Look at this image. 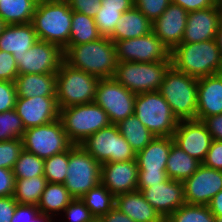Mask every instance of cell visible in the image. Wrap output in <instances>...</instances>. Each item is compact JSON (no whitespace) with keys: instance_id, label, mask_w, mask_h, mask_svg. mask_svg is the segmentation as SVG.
Instances as JSON below:
<instances>
[{"instance_id":"3957f363","label":"cell","mask_w":222,"mask_h":222,"mask_svg":"<svg viewBox=\"0 0 222 222\" xmlns=\"http://www.w3.org/2000/svg\"><path fill=\"white\" fill-rule=\"evenodd\" d=\"M72 15L67 0L38 1L32 19L38 39L64 49L69 43Z\"/></svg>"},{"instance_id":"83f0119b","label":"cell","mask_w":222,"mask_h":222,"mask_svg":"<svg viewBox=\"0 0 222 222\" xmlns=\"http://www.w3.org/2000/svg\"><path fill=\"white\" fill-rule=\"evenodd\" d=\"M73 199L63 183L47 182L37 207L40 212L57 220Z\"/></svg>"},{"instance_id":"e575fe53","label":"cell","mask_w":222,"mask_h":222,"mask_svg":"<svg viewBox=\"0 0 222 222\" xmlns=\"http://www.w3.org/2000/svg\"><path fill=\"white\" fill-rule=\"evenodd\" d=\"M165 222H215V216L207 205L185 203L170 214Z\"/></svg>"},{"instance_id":"6f0895ef","label":"cell","mask_w":222,"mask_h":222,"mask_svg":"<svg viewBox=\"0 0 222 222\" xmlns=\"http://www.w3.org/2000/svg\"><path fill=\"white\" fill-rule=\"evenodd\" d=\"M219 52H220V61H221V67H222V19L219 23L218 31L216 32V38H215Z\"/></svg>"},{"instance_id":"f5cc1de1","label":"cell","mask_w":222,"mask_h":222,"mask_svg":"<svg viewBox=\"0 0 222 222\" xmlns=\"http://www.w3.org/2000/svg\"><path fill=\"white\" fill-rule=\"evenodd\" d=\"M171 3L179 5L188 13L213 7V0H171Z\"/></svg>"},{"instance_id":"ba28073f","label":"cell","mask_w":222,"mask_h":222,"mask_svg":"<svg viewBox=\"0 0 222 222\" xmlns=\"http://www.w3.org/2000/svg\"><path fill=\"white\" fill-rule=\"evenodd\" d=\"M171 61L118 62L113 78L135 94L158 91Z\"/></svg>"},{"instance_id":"6da1fadb","label":"cell","mask_w":222,"mask_h":222,"mask_svg":"<svg viewBox=\"0 0 222 222\" xmlns=\"http://www.w3.org/2000/svg\"><path fill=\"white\" fill-rule=\"evenodd\" d=\"M64 61L98 79L113 78L118 63L116 46L110 38L101 37L89 43L70 46L64 52Z\"/></svg>"},{"instance_id":"8d00e7d4","label":"cell","mask_w":222,"mask_h":222,"mask_svg":"<svg viewBox=\"0 0 222 222\" xmlns=\"http://www.w3.org/2000/svg\"><path fill=\"white\" fill-rule=\"evenodd\" d=\"M25 130L15 109L0 113V142L21 139Z\"/></svg>"},{"instance_id":"277c9868","label":"cell","mask_w":222,"mask_h":222,"mask_svg":"<svg viewBox=\"0 0 222 222\" xmlns=\"http://www.w3.org/2000/svg\"><path fill=\"white\" fill-rule=\"evenodd\" d=\"M198 79L171 66L159 88L160 94L171 107L176 118L196 120Z\"/></svg>"},{"instance_id":"484cf974","label":"cell","mask_w":222,"mask_h":222,"mask_svg":"<svg viewBox=\"0 0 222 222\" xmlns=\"http://www.w3.org/2000/svg\"><path fill=\"white\" fill-rule=\"evenodd\" d=\"M152 31V23L136 7L122 13L114 32L109 37L113 42L134 39L149 34Z\"/></svg>"},{"instance_id":"b9f144b4","label":"cell","mask_w":222,"mask_h":222,"mask_svg":"<svg viewBox=\"0 0 222 222\" xmlns=\"http://www.w3.org/2000/svg\"><path fill=\"white\" fill-rule=\"evenodd\" d=\"M11 222H55V220L40 212L36 205L17 204Z\"/></svg>"},{"instance_id":"44dd1931","label":"cell","mask_w":222,"mask_h":222,"mask_svg":"<svg viewBox=\"0 0 222 222\" xmlns=\"http://www.w3.org/2000/svg\"><path fill=\"white\" fill-rule=\"evenodd\" d=\"M221 19L222 13L215 6L189 12L182 43L215 39Z\"/></svg>"},{"instance_id":"5b68a950","label":"cell","mask_w":222,"mask_h":222,"mask_svg":"<svg viewBox=\"0 0 222 222\" xmlns=\"http://www.w3.org/2000/svg\"><path fill=\"white\" fill-rule=\"evenodd\" d=\"M98 82L97 77L63 61L56 73V99L59 109L93 103Z\"/></svg>"},{"instance_id":"ac0fdd59","label":"cell","mask_w":222,"mask_h":222,"mask_svg":"<svg viewBox=\"0 0 222 222\" xmlns=\"http://www.w3.org/2000/svg\"><path fill=\"white\" fill-rule=\"evenodd\" d=\"M137 190L164 219L186 203L182 181L167 178L162 183Z\"/></svg>"},{"instance_id":"6125c7cd","label":"cell","mask_w":222,"mask_h":222,"mask_svg":"<svg viewBox=\"0 0 222 222\" xmlns=\"http://www.w3.org/2000/svg\"><path fill=\"white\" fill-rule=\"evenodd\" d=\"M215 222H222V216L215 217Z\"/></svg>"},{"instance_id":"9f6ffc18","label":"cell","mask_w":222,"mask_h":222,"mask_svg":"<svg viewBox=\"0 0 222 222\" xmlns=\"http://www.w3.org/2000/svg\"><path fill=\"white\" fill-rule=\"evenodd\" d=\"M207 206L215 217L222 216V190L211 199Z\"/></svg>"},{"instance_id":"d6986e66","label":"cell","mask_w":222,"mask_h":222,"mask_svg":"<svg viewBox=\"0 0 222 222\" xmlns=\"http://www.w3.org/2000/svg\"><path fill=\"white\" fill-rule=\"evenodd\" d=\"M139 168L136 160L101 165V183L116 197L137 190Z\"/></svg>"},{"instance_id":"7402d4cb","label":"cell","mask_w":222,"mask_h":222,"mask_svg":"<svg viewBox=\"0 0 222 222\" xmlns=\"http://www.w3.org/2000/svg\"><path fill=\"white\" fill-rule=\"evenodd\" d=\"M222 114V73L198 79L196 120Z\"/></svg>"},{"instance_id":"c3c4849f","label":"cell","mask_w":222,"mask_h":222,"mask_svg":"<svg viewBox=\"0 0 222 222\" xmlns=\"http://www.w3.org/2000/svg\"><path fill=\"white\" fill-rule=\"evenodd\" d=\"M166 171L148 172L139 171L137 189H145L150 185L164 182L167 179Z\"/></svg>"},{"instance_id":"52a82bcc","label":"cell","mask_w":222,"mask_h":222,"mask_svg":"<svg viewBox=\"0 0 222 222\" xmlns=\"http://www.w3.org/2000/svg\"><path fill=\"white\" fill-rule=\"evenodd\" d=\"M134 115L155 137H172L179 123L159 91L137 94Z\"/></svg>"},{"instance_id":"7c38bea8","label":"cell","mask_w":222,"mask_h":222,"mask_svg":"<svg viewBox=\"0 0 222 222\" xmlns=\"http://www.w3.org/2000/svg\"><path fill=\"white\" fill-rule=\"evenodd\" d=\"M136 95L114 78L99 79L94 103L107 112L111 124H117L134 115Z\"/></svg>"},{"instance_id":"d4e9b609","label":"cell","mask_w":222,"mask_h":222,"mask_svg":"<svg viewBox=\"0 0 222 222\" xmlns=\"http://www.w3.org/2000/svg\"><path fill=\"white\" fill-rule=\"evenodd\" d=\"M173 137H155L143 150L136 153L139 171H166Z\"/></svg>"},{"instance_id":"9a60e30c","label":"cell","mask_w":222,"mask_h":222,"mask_svg":"<svg viewBox=\"0 0 222 222\" xmlns=\"http://www.w3.org/2000/svg\"><path fill=\"white\" fill-rule=\"evenodd\" d=\"M174 143L201 163L206 158L212 136L199 120H181L173 134Z\"/></svg>"},{"instance_id":"7bdbcfd3","label":"cell","mask_w":222,"mask_h":222,"mask_svg":"<svg viewBox=\"0 0 222 222\" xmlns=\"http://www.w3.org/2000/svg\"><path fill=\"white\" fill-rule=\"evenodd\" d=\"M170 3L171 0H134V7L153 23L164 13Z\"/></svg>"},{"instance_id":"5bb4252c","label":"cell","mask_w":222,"mask_h":222,"mask_svg":"<svg viewBox=\"0 0 222 222\" xmlns=\"http://www.w3.org/2000/svg\"><path fill=\"white\" fill-rule=\"evenodd\" d=\"M14 59L18 75L56 74L64 61V51L57 44L38 40L24 55Z\"/></svg>"},{"instance_id":"74e56055","label":"cell","mask_w":222,"mask_h":222,"mask_svg":"<svg viewBox=\"0 0 222 222\" xmlns=\"http://www.w3.org/2000/svg\"><path fill=\"white\" fill-rule=\"evenodd\" d=\"M68 169V150L44 159V177L50 183H64Z\"/></svg>"},{"instance_id":"4dcf8cb0","label":"cell","mask_w":222,"mask_h":222,"mask_svg":"<svg viewBox=\"0 0 222 222\" xmlns=\"http://www.w3.org/2000/svg\"><path fill=\"white\" fill-rule=\"evenodd\" d=\"M116 126L136 153L143 150L155 138V135L135 115L121 120Z\"/></svg>"},{"instance_id":"7a4b0ae2","label":"cell","mask_w":222,"mask_h":222,"mask_svg":"<svg viewBox=\"0 0 222 222\" xmlns=\"http://www.w3.org/2000/svg\"><path fill=\"white\" fill-rule=\"evenodd\" d=\"M172 66L196 79L222 73L220 52L215 39L180 43L171 51Z\"/></svg>"},{"instance_id":"60d3db41","label":"cell","mask_w":222,"mask_h":222,"mask_svg":"<svg viewBox=\"0 0 222 222\" xmlns=\"http://www.w3.org/2000/svg\"><path fill=\"white\" fill-rule=\"evenodd\" d=\"M22 150V139L0 142V168L13 170L15 162L18 160Z\"/></svg>"},{"instance_id":"ee69618b","label":"cell","mask_w":222,"mask_h":222,"mask_svg":"<svg viewBox=\"0 0 222 222\" xmlns=\"http://www.w3.org/2000/svg\"><path fill=\"white\" fill-rule=\"evenodd\" d=\"M16 99L15 82L0 80V113L15 109Z\"/></svg>"},{"instance_id":"1f68e13d","label":"cell","mask_w":222,"mask_h":222,"mask_svg":"<svg viewBox=\"0 0 222 222\" xmlns=\"http://www.w3.org/2000/svg\"><path fill=\"white\" fill-rule=\"evenodd\" d=\"M101 37L94 18L73 11L69 43L63 51L65 52L70 46L89 43Z\"/></svg>"},{"instance_id":"94428289","label":"cell","mask_w":222,"mask_h":222,"mask_svg":"<svg viewBox=\"0 0 222 222\" xmlns=\"http://www.w3.org/2000/svg\"><path fill=\"white\" fill-rule=\"evenodd\" d=\"M90 222H105L102 217H94Z\"/></svg>"},{"instance_id":"db71d44e","label":"cell","mask_w":222,"mask_h":222,"mask_svg":"<svg viewBox=\"0 0 222 222\" xmlns=\"http://www.w3.org/2000/svg\"><path fill=\"white\" fill-rule=\"evenodd\" d=\"M134 6V0H101V7L120 8L123 13Z\"/></svg>"},{"instance_id":"ab89813d","label":"cell","mask_w":222,"mask_h":222,"mask_svg":"<svg viewBox=\"0 0 222 222\" xmlns=\"http://www.w3.org/2000/svg\"><path fill=\"white\" fill-rule=\"evenodd\" d=\"M59 217L55 222H90L94 218L81 198H74Z\"/></svg>"},{"instance_id":"4316f807","label":"cell","mask_w":222,"mask_h":222,"mask_svg":"<svg viewBox=\"0 0 222 222\" xmlns=\"http://www.w3.org/2000/svg\"><path fill=\"white\" fill-rule=\"evenodd\" d=\"M14 82L17 97L56 96V74H22Z\"/></svg>"},{"instance_id":"ffe728a7","label":"cell","mask_w":222,"mask_h":222,"mask_svg":"<svg viewBox=\"0 0 222 222\" xmlns=\"http://www.w3.org/2000/svg\"><path fill=\"white\" fill-rule=\"evenodd\" d=\"M188 12L179 5L170 3L164 13L152 23V32L172 51L182 43Z\"/></svg>"},{"instance_id":"d6a6232c","label":"cell","mask_w":222,"mask_h":222,"mask_svg":"<svg viewBox=\"0 0 222 222\" xmlns=\"http://www.w3.org/2000/svg\"><path fill=\"white\" fill-rule=\"evenodd\" d=\"M46 184L44 176L16 179L13 197L18 204L37 206Z\"/></svg>"},{"instance_id":"603a6c76","label":"cell","mask_w":222,"mask_h":222,"mask_svg":"<svg viewBox=\"0 0 222 222\" xmlns=\"http://www.w3.org/2000/svg\"><path fill=\"white\" fill-rule=\"evenodd\" d=\"M115 207L134 222H165V219L138 190L117 195Z\"/></svg>"},{"instance_id":"9c48e42d","label":"cell","mask_w":222,"mask_h":222,"mask_svg":"<svg viewBox=\"0 0 222 222\" xmlns=\"http://www.w3.org/2000/svg\"><path fill=\"white\" fill-rule=\"evenodd\" d=\"M63 183L73 198H81L101 182L99 164L80 144L68 149V169Z\"/></svg>"},{"instance_id":"d590c367","label":"cell","mask_w":222,"mask_h":222,"mask_svg":"<svg viewBox=\"0 0 222 222\" xmlns=\"http://www.w3.org/2000/svg\"><path fill=\"white\" fill-rule=\"evenodd\" d=\"M13 174L15 179L44 176V159L23 149L15 162Z\"/></svg>"},{"instance_id":"91938a15","label":"cell","mask_w":222,"mask_h":222,"mask_svg":"<svg viewBox=\"0 0 222 222\" xmlns=\"http://www.w3.org/2000/svg\"><path fill=\"white\" fill-rule=\"evenodd\" d=\"M5 26L6 24L4 23L3 19L0 17V34L2 33Z\"/></svg>"},{"instance_id":"816d5d0a","label":"cell","mask_w":222,"mask_h":222,"mask_svg":"<svg viewBox=\"0 0 222 222\" xmlns=\"http://www.w3.org/2000/svg\"><path fill=\"white\" fill-rule=\"evenodd\" d=\"M202 122L206 125L213 140L222 141V114L206 117Z\"/></svg>"},{"instance_id":"f35d334b","label":"cell","mask_w":222,"mask_h":222,"mask_svg":"<svg viewBox=\"0 0 222 222\" xmlns=\"http://www.w3.org/2000/svg\"><path fill=\"white\" fill-rule=\"evenodd\" d=\"M122 16L120 8L101 7L94 21L98 28V32L102 37H110L114 32L119 18Z\"/></svg>"},{"instance_id":"681fc988","label":"cell","mask_w":222,"mask_h":222,"mask_svg":"<svg viewBox=\"0 0 222 222\" xmlns=\"http://www.w3.org/2000/svg\"><path fill=\"white\" fill-rule=\"evenodd\" d=\"M15 180L13 170L0 168V197L13 196Z\"/></svg>"},{"instance_id":"f907efd6","label":"cell","mask_w":222,"mask_h":222,"mask_svg":"<svg viewBox=\"0 0 222 222\" xmlns=\"http://www.w3.org/2000/svg\"><path fill=\"white\" fill-rule=\"evenodd\" d=\"M17 204L13 196L0 197V222H11Z\"/></svg>"},{"instance_id":"11a10c76","label":"cell","mask_w":222,"mask_h":222,"mask_svg":"<svg viewBox=\"0 0 222 222\" xmlns=\"http://www.w3.org/2000/svg\"><path fill=\"white\" fill-rule=\"evenodd\" d=\"M102 218L105 222H134L131 218H129L115 206Z\"/></svg>"},{"instance_id":"30bf717a","label":"cell","mask_w":222,"mask_h":222,"mask_svg":"<svg viewBox=\"0 0 222 222\" xmlns=\"http://www.w3.org/2000/svg\"><path fill=\"white\" fill-rule=\"evenodd\" d=\"M99 164L136 160V152L116 124L100 129L80 144Z\"/></svg>"},{"instance_id":"f546056e","label":"cell","mask_w":222,"mask_h":222,"mask_svg":"<svg viewBox=\"0 0 222 222\" xmlns=\"http://www.w3.org/2000/svg\"><path fill=\"white\" fill-rule=\"evenodd\" d=\"M38 0H0V17L6 25L32 23Z\"/></svg>"},{"instance_id":"8fae6325","label":"cell","mask_w":222,"mask_h":222,"mask_svg":"<svg viewBox=\"0 0 222 222\" xmlns=\"http://www.w3.org/2000/svg\"><path fill=\"white\" fill-rule=\"evenodd\" d=\"M21 139L24 150L42 159L67 151L73 145L60 119L42 126L27 128Z\"/></svg>"},{"instance_id":"f6af8a7d","label":"cell","mask_w":222,"mask_h":222,"mask_svg":"<svg viewBox=\"0 0 222 222\" xmlns=\"http://www.w3.org/2000/svg\"><path fill=\"white\" fill-rule=\"evenodd\" d=\"M17 76V63L13 55L0 50V80L14 82Z\"/></svg>"},{"instance_id":"2e32d148","label":"cell","mask_w":222,"mask_h":222,"mask_svg":"<svg viewBox=\"0 0 222 222\" xmlns=\"http://www.w3.org/2000/svg\"><path fill=\"white\" fill-rule=\"evenodd\" d=\"M183 184L186 203L208 205L222 190V171L202 164L191 177L183 181Z\"/></svg>"},{"instance_id":"cb8c5ba5","label":"cell","mask_w":222,"mask_h":222,"mask_svg":"<svg viewBox=\"0 0 222 222\" xmlns=\"http://www.w3.org/2000/svg\"><path fill=\"white\" fill-rule=\"evenodd\" d=\"M38 40L32 23L6 25L0 34V50L19 57Z\"/></svg>"},{"instance_id":"e0dca14e","label":"cell","mask_w":222,"mask_h":222,"mask_svg":"<svg viewBox=\"0 0 222 222\" xmlns=\"http://www.w3.org/2000/svg\"><path fill=\"white\" fill-rule=\"evenodd\" d=\"M15 110L22 119L25 129L59 119L56 96L17 97Z\"/></svg>"},{"instance_id":"7dc6e473","label":"cell","mask_w":222,"mask_h":222,"mask_svg":"<svg viewBox=\"0 0 222 222\" xmlns=\"http://www.w3.org/2000/svg\"><path fill=\"white\" fill-rule=\"evenodd\" d=\"M72 11L94 18L101 9V0H67Z\"/></svg>"},{"instance_id":"8992f818","label":"cell","mask_w":222,"mask_h":222,"mask_svg":"<svg viewBox=\"0 0 222 222\" xmlns=\"http://www.w3.org/2000/svg\"><path fill=\"white\" fill-rule=\"evenodd\" d=\"M59 119L74 145L111 124L107 112L94 102L59 109Z\"/></svg>"},{"instance_id":"bcb514c9","label":"cell","mask_w":222,"mask_h":222,"mask_svg":"<svg viewBox=\"0 0 222 222\" xmlns=\"http://www.w3.org/2000/svg\"><path fill=\"white\" fill-rule=\"evenodd\" d=\"M202 164L205 167L222 171V141L212 140Z\"/></svg>"},{"instance_id":"680465c9","label":"cell","mask_w":222,"mask_h":222,"mask_svg":"<svg viewBox=\"0 0 222 222\" xmlns=\"http://www.w3.org/2000/svg\"><path fill=\"white\" fill-rule=\"evenodd\" d=\"M213 5L222 13V0H213Z\"/></svg>"},{"instance_id":"4fadbf2b","label":"cell","mask_w":222,"mask_h":222,"mask_svg":"<svg viewBox=\"0 0 222 222\" xmlns=\"http://www.w3.org/2000/svg\"><path fill=\"white\" fill-rule=\"evenodd\" d=\"M118 62L171 61V51L151 31L134 39L115 41Z\"/></svg>"},{"instance_id":"f1b7e54d","label":"cell","mask_w":222,"mask_h":222,"mask_svg":"<svg viewBox=\"0 0 222 222\" xmlns=\"http://www.w3.org/2000/svg\"><path fill=\"white\" fill-rule=\"evenodd\" d=\"M201 165L200 161L173 143L166 163V175L169 179L183 182L191 177Z\"/></svg>"},{"instance_id":"836d02e7","label":"cell","mask_w":222,"mask_h":222,"mask_svg":"<svg viewBox=\"0 0 222 222\" xmlns=\"http://www.w3.org/2000/svg\"><path fill=\"white\" fill-rule=\"evenodd\" d=\"M94 217H103L115 206V196L100 182L81 197Z\"/></svg>"}]
</instances>
